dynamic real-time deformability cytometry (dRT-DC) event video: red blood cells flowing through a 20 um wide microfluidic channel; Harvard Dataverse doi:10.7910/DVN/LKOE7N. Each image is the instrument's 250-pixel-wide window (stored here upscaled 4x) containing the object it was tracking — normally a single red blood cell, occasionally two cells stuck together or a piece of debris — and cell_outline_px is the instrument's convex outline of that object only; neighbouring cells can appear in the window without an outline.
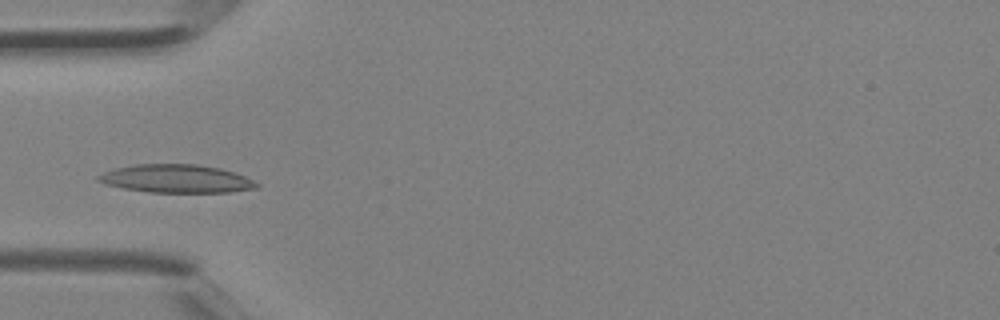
{"species": "Egyptian fruit bat (a non-hibernating species)", "species_latin": "Rousettus aegyptiacus", "temperature_condition": "room temperature", "stored_images_in_passage": 3, "camera_frame_rate_fps": 3000, "um_per_image_px": 0.085, "animal": {"sex": "female"}, "frame": {"image": 1, "passage_image": 3, "time_ms": 0.667, "image_size_px": [1000, 320], "cell_outline_px": [[260, 188], [228, 192], [148, 192], [124, 188], [104, 184], [96, 180], [96, 176], [104, 172], [116, 168], [136, 164], [196, 164], [220, 168], [236, 172], [260, 184]], "centroid_in_image_um": [15.0, 15.19], "position_along_channel_um": 70.0, "area_um2": 26.07}}